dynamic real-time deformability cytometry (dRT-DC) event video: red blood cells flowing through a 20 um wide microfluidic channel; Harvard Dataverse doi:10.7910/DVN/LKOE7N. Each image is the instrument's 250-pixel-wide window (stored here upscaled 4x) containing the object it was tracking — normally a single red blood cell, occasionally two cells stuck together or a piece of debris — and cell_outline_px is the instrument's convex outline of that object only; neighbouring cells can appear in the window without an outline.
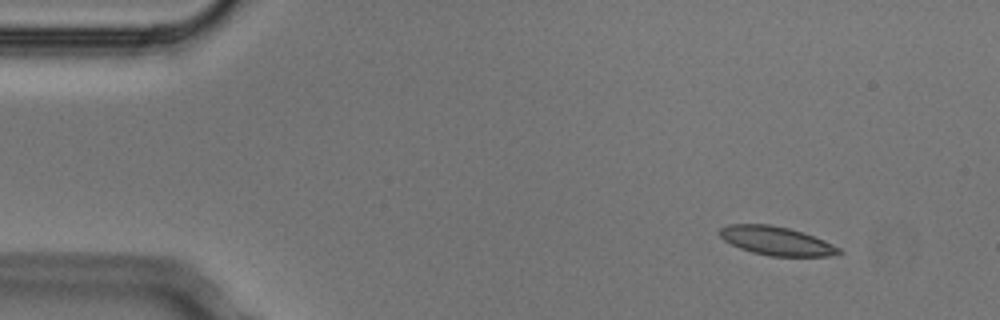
{"species": "Egyptian fruit bat (a non-hibernating species)", "species_latin": "Rousettus aegyptiacus", "temperature_condition": "cold", "stored_images_in_passage": 6, "camera_frame_rate_fps": 3000, "um_per_image_px": 0.085, "animal": {"sex": "male"}, "frame": {"image": 1, "passage_image": 1, "time_ms": 0.0, "image_size_px": [1000, 320], "cell_outline_px": [[844, 252], [828, 256], [772, 256], [752, 252], [740, 248], [724, 240], [716, 232], [720, 228], [728, 224], [768, 224], [788, 228], [804, 232], [824, 240], [840, 248]], "centroid_in_image_um": [65.98, 20.46], "position_along_channel_um": 19.0, "area_um2": 19.94}}
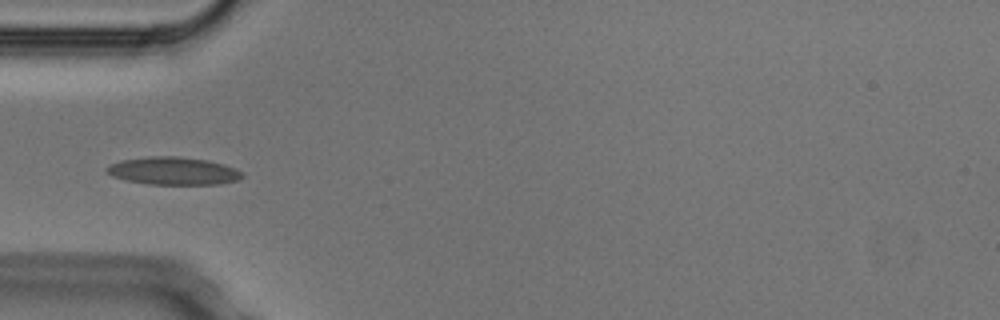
{"frame": {"image": 2, "passage_image": 4, "time_ms": 1.0, "image_size_px": [1000, 320], "cell_outline_px": [[244, 176], [236, 180], [220, 184], [148, 184], [128, 180], [112, 176], [104, 168], [120, 160], [148, 156], [176, 156], [208, 160], [224, 164], [236, 168], [244, 172]], "centroid_in_image_um": [14.76, 14.52], "position_along_channel_um": 70.2, "area_um2": 21.91}}
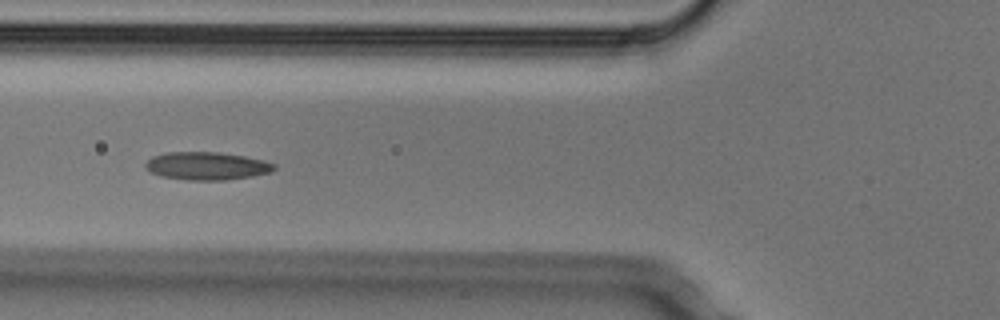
{"frame": {"image": 3, "passage_image": 5, "time_ms": 1.333, "image_size_px": [1000, 320], "cell_outline_px": [[276, 168], [272, 172], [252, 176], [224, 180], [188, 180], [160, 176], [152, 172], [144, 164], [152, 156], [168, 152], [216, 152], [244, 156], [264, 160], [276, 164]], "centroid_in_image_um": [17.61, 14.1], "position_along_channel_um": 108.2, "area_um2": 20.87}}